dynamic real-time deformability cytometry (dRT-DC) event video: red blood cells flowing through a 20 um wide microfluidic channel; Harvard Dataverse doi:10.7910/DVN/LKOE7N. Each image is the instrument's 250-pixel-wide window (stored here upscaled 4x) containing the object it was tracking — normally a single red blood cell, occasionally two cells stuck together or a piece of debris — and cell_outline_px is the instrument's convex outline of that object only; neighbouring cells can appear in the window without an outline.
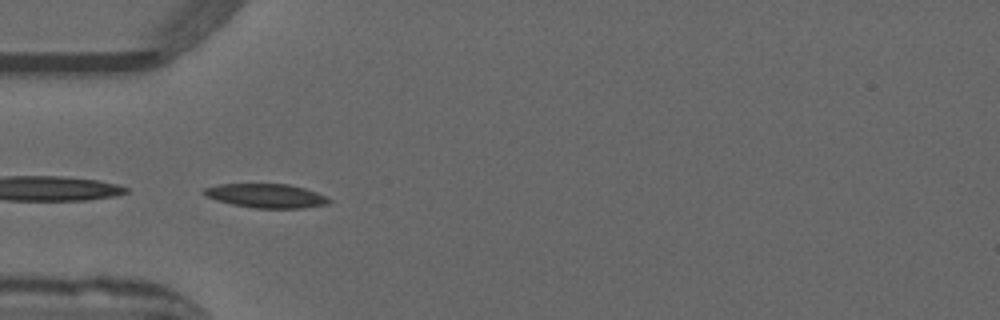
{"species": "common noctule bat (a hibernating species)", "species_latin": "Nyctalus noctula", "temperature_condition": "warm", "stored_images_in_passage": 37, "camera_frame_rate_fps": 3000, "um_per_image_px": 0.085, "animal": {"sex": "male", "forearm_length_mm": 52.5}, "frame": {"image": 1, "passage_image": 1, "time_ms": 0.0, "image_size_px": [1000, 320], "cell_outline_px": [[332, 200], [328, 204], [304, 208], [256, 208], [232, 204], [216, 200], [204, 196], [200, 192], [204, 188], [220, 184], [288, 184], [304, 188], [328, 196]], "centroid_in_image_um": [22.62, 16.64], "position_along_channel_um": 62.4, "area_um2": 17.63}}
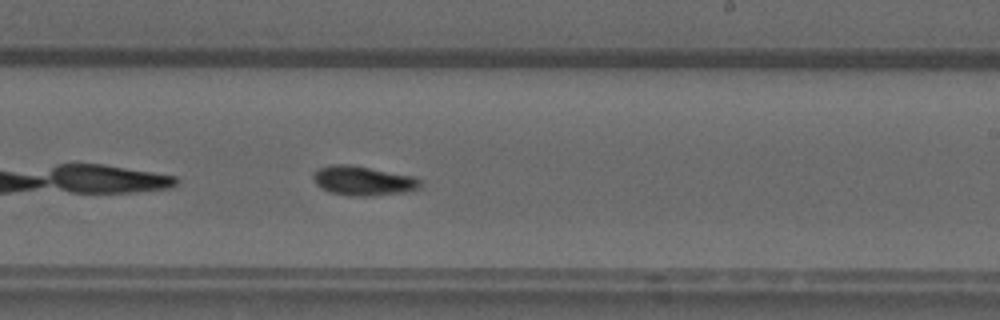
{"frame": {"image": 2, "passage_image": 16, "time_ms": 5.0, "image_size_px": [1000, 320], "cell_outline_px": [[424, 180], [420, 188], [408, 192], [372, 196], [352, 196], [328, 192], [320, 188], [316, 184], [312, 176], [320, 168], [332, 164], [352, 164], [416, 176]], "centroid_in_image_um": [30.94, 15.37], "position_along_channel_um": 258.1, "area_um2": 18.84}}
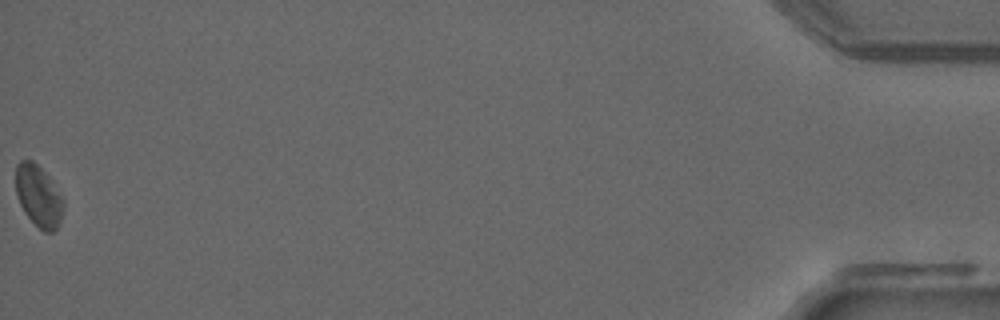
{"frame": {"image": 3, "passage_image": 37, "time_ms": 12.0, "image_size_px": [1000, 320], "cell_outline_px": [[64, 208], [60, 224], [52, 232], [44, 232], [24, 212], [20, 204], [16, 192], [16, 164], [20, 160], [32, 160], [48, 176], [64, 200]], "centroid_in_image_um": [3.28, 16.67], "position_along_channel_um": 431.9, "area_um2": 16.94}}